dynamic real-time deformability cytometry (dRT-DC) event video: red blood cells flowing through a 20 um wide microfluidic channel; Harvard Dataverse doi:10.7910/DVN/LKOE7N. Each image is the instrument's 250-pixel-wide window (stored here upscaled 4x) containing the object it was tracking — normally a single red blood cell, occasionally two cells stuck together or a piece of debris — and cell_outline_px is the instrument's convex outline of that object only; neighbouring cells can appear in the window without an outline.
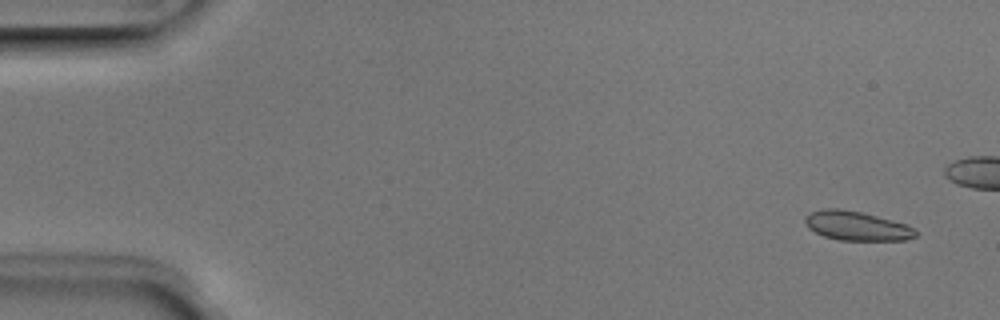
{"species": "Egyptian fruit bat (a non-hibernating species)", "species_latin": "Rousettus aegyptiacus", "temperature_condition": "room temperature", "stored_images_in_passage": 7, "camera_frame_rate_fps": 3000, "um_per_image_px": 0.085, "animal": {"sex": "male"}, "frame": {"image": 1, "passage_image": 1, "time_ms": 0.0, "image_size_px": [1000, 320], "cell_outline_px": [[916, 236], [904, 240], [840, 240], [824, 236], [808, 228], [804, 220], [804, 216], [812, 212], [824, 208], [836, 208], [860, 212], [908, 224], [916, 228]], "centroid_in_image_um": [72.83, 19.2], "position_along_channel_um": 12.2, "area_um2": 18.73}}
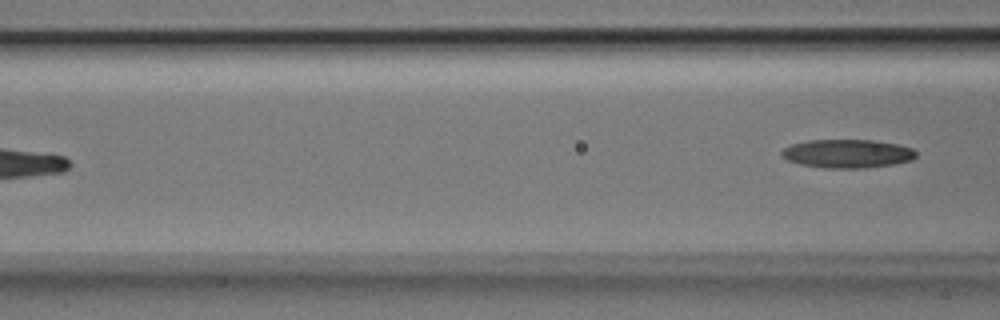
{"frame": {"image": 2, "passage_image": 7, "time_ms": 2.0, "image_size_px": [1000, 320], "cell_outline_px": [[916, 156], [912, 160], [892, 164], [864, 168], [824, 168], [800, 164], [788, 160], [780, 156], [780, 152], [784, 148], [792, 144], [808, 140], [872, 140], [896, 144], [912, 148], [916, 152]], "centroid_in_image_um": [72.0, 13.06], "position_along_channel_um": 94.6, "area_um2": 22.31}}